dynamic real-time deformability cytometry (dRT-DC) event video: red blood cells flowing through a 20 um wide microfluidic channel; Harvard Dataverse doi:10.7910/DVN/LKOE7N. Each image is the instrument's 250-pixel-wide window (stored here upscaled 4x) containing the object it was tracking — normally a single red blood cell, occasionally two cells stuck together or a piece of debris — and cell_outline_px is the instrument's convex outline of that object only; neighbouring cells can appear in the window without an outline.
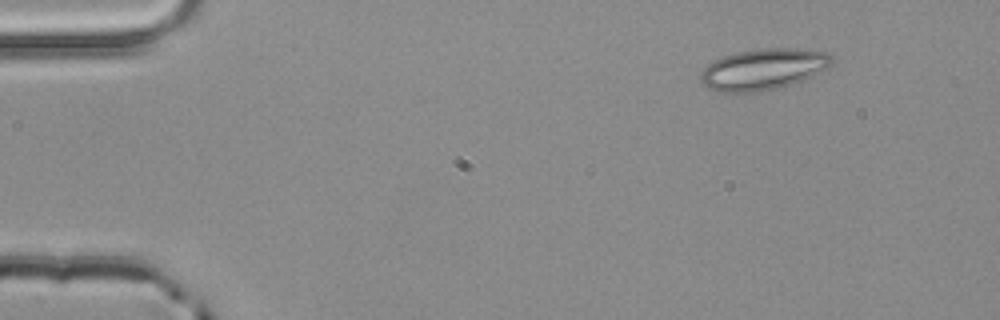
{"species": "common noctule bat (a hibernating species)", "species_latin": "Nyctalus noctula", "temperature_condition": "room temperature", "stored_images_in_passage": 3, "camera_frame_rate_fps": 3000, "um_per_image_px": 0.085, "animal": {"sex": "male", "body_mass_g": 20.4}, "frame": {"image": 1, "passage_image": 1, "time_ms": 0.0, "image_size_px": [1000, 320], "cell_outline_px": [[836, 60], [828, 68], [812, 76], [792, 84], [776, 88], [756, 92], [720, 92], [708, 88], [700, 80], [700, 72], [708, 64], [724, 56], [736, 52], [760, 48], [796, 48], [824, 52], [832, 56]], "centroid_in_image_um": [64.9, 5.88], "position_along_channel_um": 20.1, "area_um2": 31.5}}